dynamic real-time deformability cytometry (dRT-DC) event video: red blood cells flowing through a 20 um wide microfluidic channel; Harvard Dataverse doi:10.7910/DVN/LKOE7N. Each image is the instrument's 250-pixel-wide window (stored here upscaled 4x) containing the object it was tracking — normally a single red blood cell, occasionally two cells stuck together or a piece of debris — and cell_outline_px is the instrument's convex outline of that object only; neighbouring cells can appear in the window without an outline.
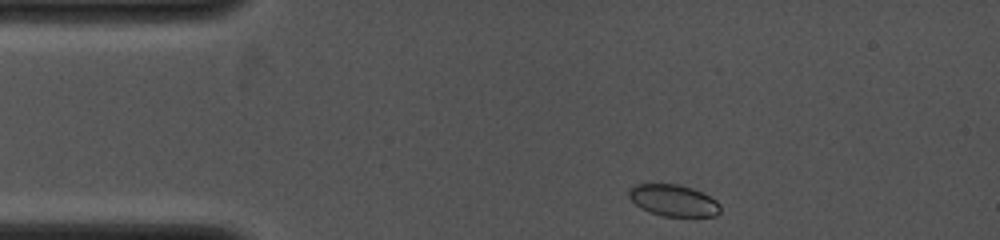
{"species": "common noctule bat (a hibernating species)", "species_latin": "Nyctalus noctula", "temperature_condition": "cold", "stored_images_in_passage": 18, "camera_frame_rate_fps": 4000, "um_per_image_px": 0.085, "animal": {"sex": "female", "body_mass_g": 19.0, "forearm_length_mm": 53.3}, "frame": {"image": 1, "passage_image": 1, "time_ms": 0.0, "image_size_px": [1000, 240], "cell_outline_px": [[720, 212], [716, 216], [664, 216], [640, 208], [628, 196], [628, 188], [636, 184], [680, 184], [692, 188], [716, 200], [720, 204]], "centroid_in_image_um": [57.23, 17.03], "position_along_channel_um": 27.8, "area_um2": 16.76}}
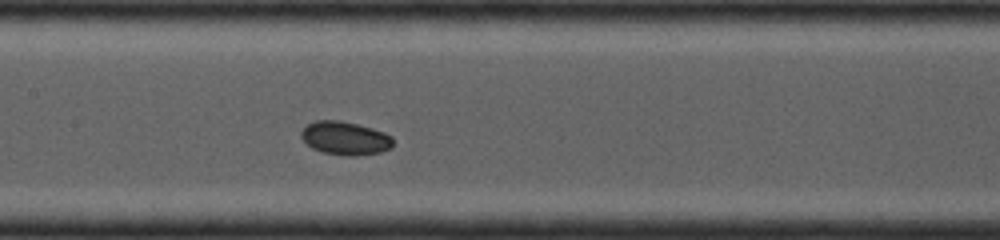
{"frame": {"image": 2, "passage_image": 11, "time_ms": 4.5, "image_size_px": [1000, 240], "cell_outline_px": [[392, 148], [380, 152], [356, 156], [348, 156], [320, 152], [312, 148], [300, 136], [300, 132], [308, 124], [316, 120], [340, 120], [372, 128], [384, 132], [392, 136]], "centroid_in_image_um": [29.33, 11.75], "position_along_channel_um": 178.1, "area_um2": 17.92}}
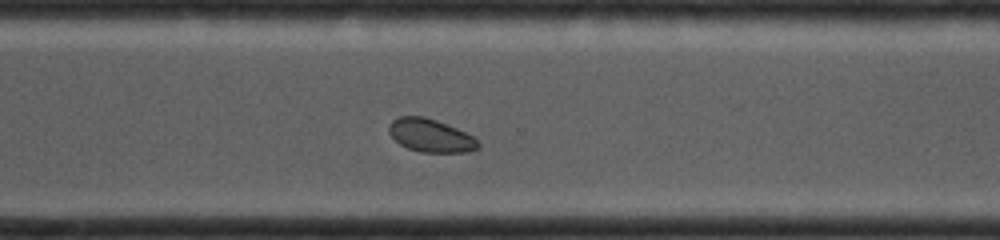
{"frame": {"image": 3, "passage_image": 18, "time_ms": 8.0, "image_size_px": [1000, 240], "cell_outline_px": [[480, 148], [468, 152], [420, 152], [408, 148], [400, 144], [388, 132], [388, 124], [392, 120], [400, 116], [424, 116], [436, 120], [456, 128], [472, 136], [480, 144]], "centroid_in_image_um": [36.58, 11.52], "position_along_channel_um": 334.0, "area_um2": 17.17}}